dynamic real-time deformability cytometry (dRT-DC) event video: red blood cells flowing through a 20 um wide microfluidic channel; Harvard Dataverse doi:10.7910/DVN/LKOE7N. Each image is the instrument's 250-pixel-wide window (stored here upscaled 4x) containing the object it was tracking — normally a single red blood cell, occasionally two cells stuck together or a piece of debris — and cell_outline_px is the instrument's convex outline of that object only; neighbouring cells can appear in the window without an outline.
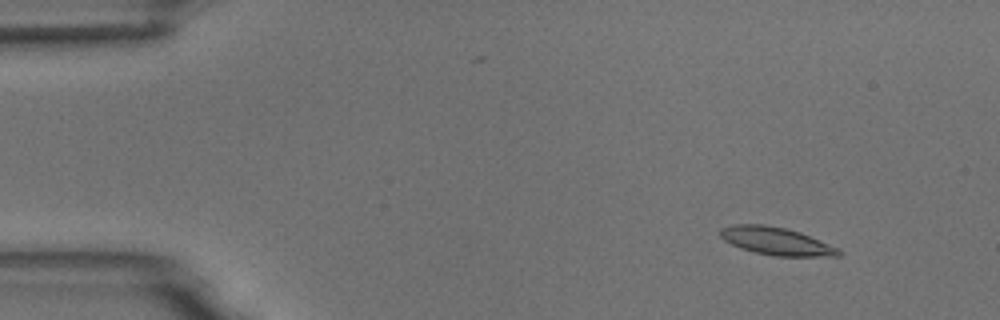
{"species": "common noctule bat (a hibernating species)", "species_latin": "Nyctalus noctula", "temperature_condition": "room temperature", "stored_images_in_passage": 5, "camera_frame_rate_fps": 3000, "um_per_image_px": 0.085, "animal": {"sex": "male", "body_mass_g": 18.8}, "frame": {"image": 1, "passage_image": 2, "time_ms": 1.0, "image_size_px": [1000, 320], "cell_outline_px": [[844, 252], [840, 256], [776, 256], [756, 252], [740, 248], [724, 240], [720, 236], [720, 228], [732, 224], [764, 224], [784, 228], [800, 232], [840, 248]], "centroid_in_image_um": [66.01, 20.49], "position_along_channel_um": 19.0, "area_um2": 19.19}}
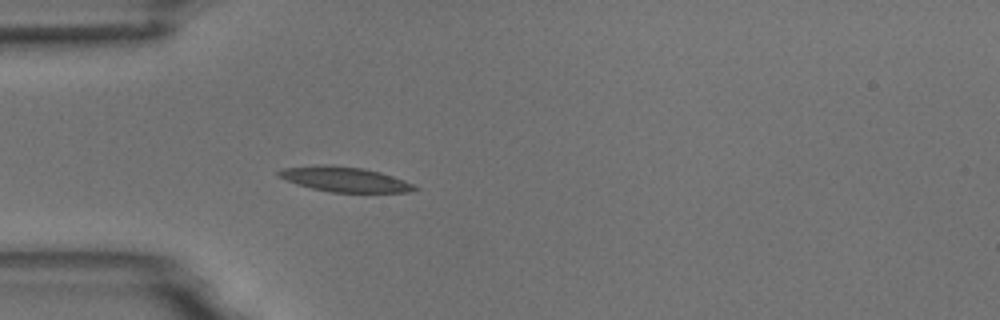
{"frame": {"image": 2, "passage_image": 5, "time_ms": 4.333, "image_size_px": [1000, 320], "cell_outline_px": [[420, 188], [408, 192], [332, 192], [312, 188], [296, 184], [276, 176], [276, 172], [284, 168], [316, 164], [332, 164], [364, 168], [380, 172], [404, 180]], "centroid_in_image_um": [29.25, 15.22], "position_along_channel_um": 55.8, "area_um2": 19.88}}